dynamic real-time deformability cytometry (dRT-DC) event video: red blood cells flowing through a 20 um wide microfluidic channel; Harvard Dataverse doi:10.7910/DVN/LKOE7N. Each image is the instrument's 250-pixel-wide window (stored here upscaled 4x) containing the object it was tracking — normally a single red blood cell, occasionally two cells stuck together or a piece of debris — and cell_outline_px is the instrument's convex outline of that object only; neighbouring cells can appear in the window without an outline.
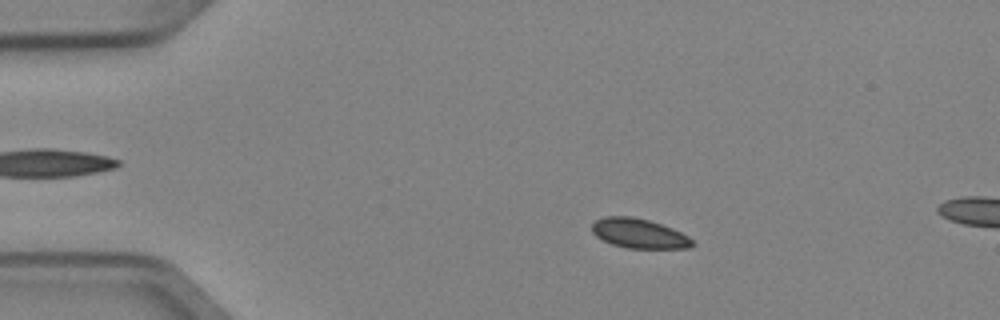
{"species": "Egyptian fruit bat (a non-hibernating species)", "species_latin": "Rousettus aegyptiacus", "temperature_condition": "cold", "stored_images_in_passage": 4, "camera_frame_rate_fps": 3000, "um_per_image_px": 0.085, "animal": {"sex": "female"}, "frame": {"image": 1, "passage_image": 2, "time_ms": 0.333, "image_size_px": [1000, 320], "cell_outline_px": [[696, 244], [692, 248], [628, 248], [612, 244], [596, 236], [592, 232], [592, 224], [596, 220], [604, 216], [632, 216], [648, 220], [672, 228], [688, 236]], "centroid_in_image_um": [54.33, 19.84], "position_along_channel_um": 30.7, "area_um2": 17.28}}